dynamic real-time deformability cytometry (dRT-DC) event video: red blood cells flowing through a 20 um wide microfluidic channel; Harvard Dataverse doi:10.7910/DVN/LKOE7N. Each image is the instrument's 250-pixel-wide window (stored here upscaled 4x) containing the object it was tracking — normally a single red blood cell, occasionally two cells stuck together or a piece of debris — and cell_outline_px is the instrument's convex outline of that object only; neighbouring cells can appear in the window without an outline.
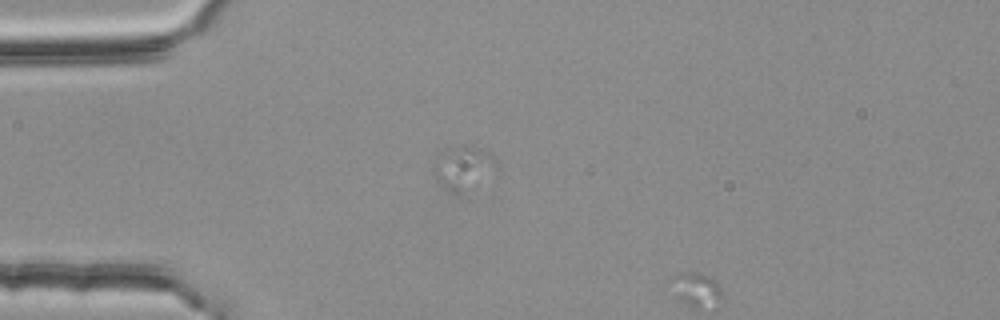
{"species": "common noctule bat (a hibernating species)", "species_latin": "Nyctalus noctula", "temperature_condition": "room temperature", "stored_images_in_passage": 2, "camera_frame_rate_fps": 3000, "um_per_image_px": 0.085, "animal": {"sex": "female", "body_mass_g": 25.1}, "frame": {"image": 1, "passage_image": 1, "time_ms": 0.0, "image_size_px": [1000, 320], "cell_outline_px": [[500, 172], [456, 192], [452, 192], [436, 180], [432, 168], [432, 164], [436, 156], [440, 152], [460, 148], [480, 148], [488, 152], [500, 164]], "centroid_in_image_um": [39.43, 14.25], "position_along_channel_um": 45.6, "area_um2": 15.43}}